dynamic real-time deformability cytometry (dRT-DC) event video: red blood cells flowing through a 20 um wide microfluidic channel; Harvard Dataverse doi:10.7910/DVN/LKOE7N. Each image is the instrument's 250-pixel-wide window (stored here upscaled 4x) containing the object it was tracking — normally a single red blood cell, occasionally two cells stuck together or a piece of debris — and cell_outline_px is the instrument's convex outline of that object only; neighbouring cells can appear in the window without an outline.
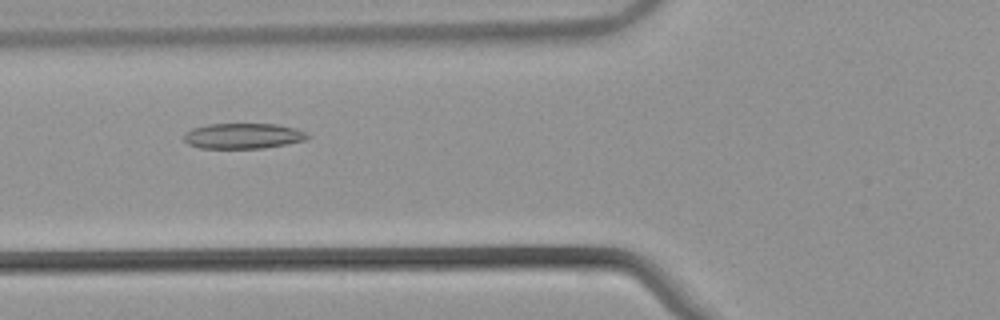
{"species": "common noctule bat (a hibernating species)", "species_latin": "Nyctalus noctula", "temperature_condition": "warm", "stored_images_in_passage": 50, "camera_frame_rate_fps": 3000, "um_per_image_px": 0.085, "animal": {"sex": "male", "body_mass_g": 21.5, "forearm_length_mm": 52.0}, "frame": {"image": 1, "passage_image": 21, "time_ms": 6.667, "image_size_px": [1000, 320], "cell_outline_px": [[312, 136], [304, 140], [288, 144], [264, 148], [200, 148], [188, 144], [184, 140], [184, 132], [192, 128], [208, 124], [276, 124], [296, 128]], "centroid_in_image_um": [20.66, 11.55], "position_along_channel_um": 105.1, "area_um2": 18.44}}
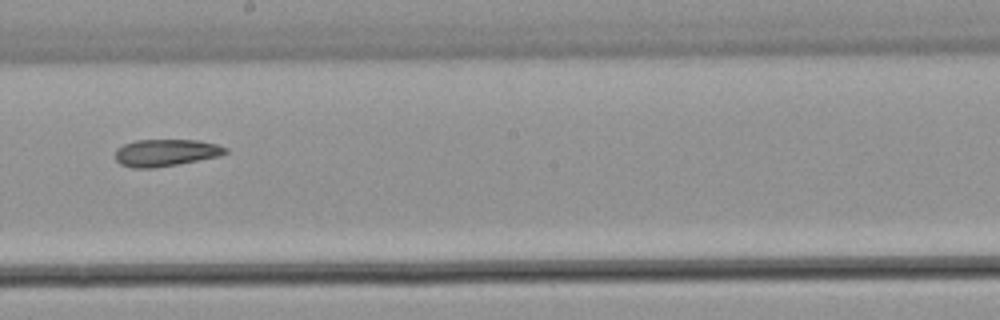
{"frame": {"image": 2, "passage_image": 31, "time_ms": 10.0, "image_size_px": [1000, 320], "cell_outline_px": [[228, 152], [220, 156], [176, 164], [152, 168], [132, 168], [120, 164], [116, 160], [116, 148], [124, 144], [136, 140], [196, 140], [216, 144], [228, 148]], "centroid_in_image_um": [14.08, 12.97], "position_along_channel_um": 234.1, "area_um2": 17.28}}
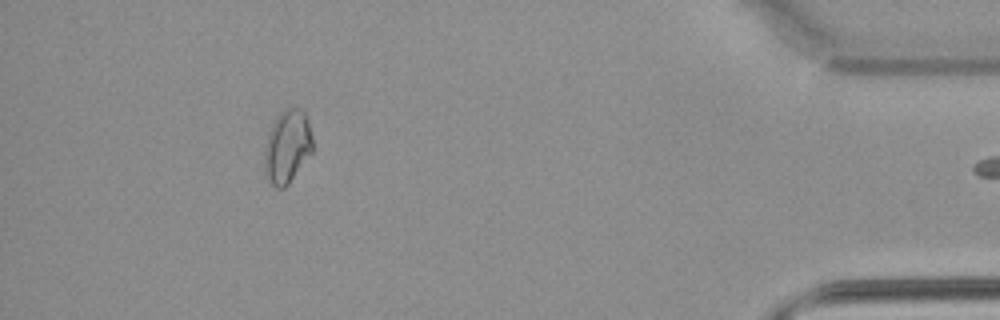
{"frame": {"image": 3, "passage_image": 49, "time_ms": 16.0, "image_size_px": [1000, 320], "cell_outline_px": [[312, 152], [288, 184], [284, 188], [276, 188], [272, 184], [264, 168], [264, 152], [268, 136], [272, 124], [276, 116], [288, 104], [300, 108], [304, 112], [308, 120], [312, 136]], "centroid_in_image_um": [24.43, 12.39], "position_along_channel_um": 410.8, "area_um2": 20.58}}